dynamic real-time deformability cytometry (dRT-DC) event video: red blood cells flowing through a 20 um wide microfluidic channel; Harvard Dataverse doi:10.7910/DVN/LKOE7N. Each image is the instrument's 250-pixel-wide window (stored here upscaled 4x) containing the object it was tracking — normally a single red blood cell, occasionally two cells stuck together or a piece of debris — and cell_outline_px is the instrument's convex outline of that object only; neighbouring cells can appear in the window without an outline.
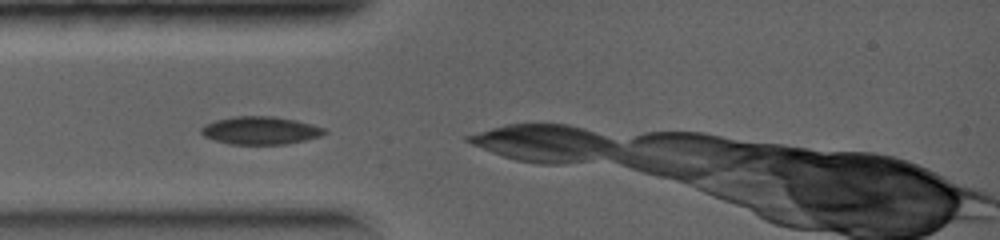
{"species": "common noctule bat (a hibernating species)", "species_latin": "Nyctalus noctula", "temperature_condition": "warm", "stored_images_in_passage": 7, "camera_frame_rate_fps": 5000, "um_per_image_px": 0.085, "animal": {"sex": "female", "body_mass_g": 19.0, "forearm_length_mm": 56.7}, "frame": {"image": 1, "passage_image": 1, "time_ms": 0.0, "image_size_px": [1000, 240], "cell_outline_px": [[328, 132], [320, 136], [304, 140], [284, 144], [232, 144], [216, 140], [204, 136], [200, 132], [200, 128], [204, 124], [216, 120], [232, 116], [272, 116], [296, 120], [312, 124], [324, 128]], "centroid_in_image_um": [22.12, 11.08], "position_along_channel_um": 62.9, "area_um2": 19.94}}